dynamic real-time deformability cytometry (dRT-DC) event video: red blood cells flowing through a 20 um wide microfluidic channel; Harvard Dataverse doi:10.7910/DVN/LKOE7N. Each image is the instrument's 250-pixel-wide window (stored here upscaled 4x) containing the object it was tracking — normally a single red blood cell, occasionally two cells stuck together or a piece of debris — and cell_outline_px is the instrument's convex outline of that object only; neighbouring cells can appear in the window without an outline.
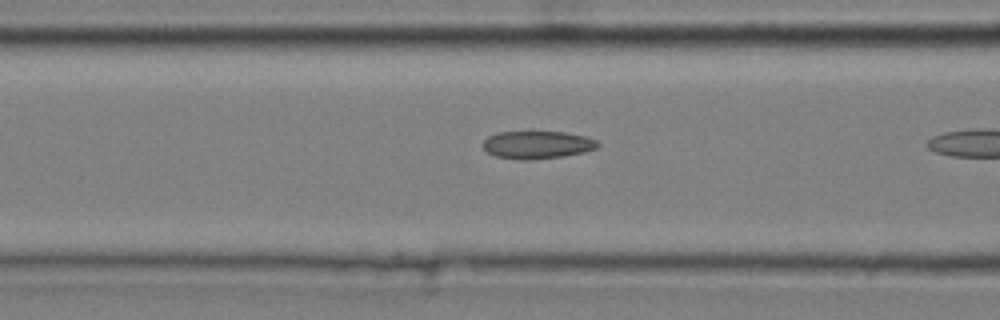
{"species": "common noctule bat (a hibernating species)", "species_latin": "Nyctalus noctula", "temperature_condition": "cold", "stored_images_in_passage": 11, "camera_frame_rate_fps": 3000, "um_per_image_px": 0.085, "animal": {"sex": "male", "body_mass_g": 20.4}, "frame": {"image": 1, "passage_image": 10, "time_ms": 3.0, "image_size_px": [1000, 320], "cell_outline_px": [[600, 144], [596, 148], [584, 152], [564, 156], [528, 160], [520, 160], [496, 156], [488, 152], [484, 148], [484, 140], [488, 136], [496, 132], [564, 132], [584, 136], [596, 140]], "centroid_in_image_um": [45.67, 12.31], "position_along_channel_um": 120.9, "area_um2": 18.44}}